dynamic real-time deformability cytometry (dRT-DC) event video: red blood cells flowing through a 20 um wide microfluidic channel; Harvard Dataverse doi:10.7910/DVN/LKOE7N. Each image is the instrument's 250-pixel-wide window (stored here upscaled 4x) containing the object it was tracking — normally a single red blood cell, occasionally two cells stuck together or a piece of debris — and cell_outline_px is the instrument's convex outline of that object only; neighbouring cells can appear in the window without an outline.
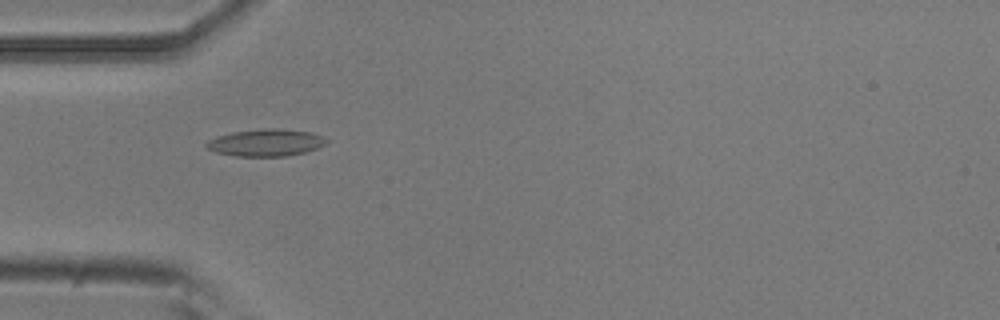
{"species": "common noctule bat (a hibernating species)", "species_latin": "Nyctalus noctula", "temperature_condition": "room temperature", "stored_images_in_passage": 38, "camera_frame_rate_fps": 3000, "um_per_image_px": 0.085, "animal": {"sex": "male", "body_mass_g": 20.5, "forearm_length_mm": 52.5}, "frame": {"image": 1, "passage_image": 1, "time_ms": 0.0, "image_size_px": [1000, 320], "cell_outline_px": [[328, 144], [304, 152], [288, 156], [236, 156], [216, 152], [208, 148], [204, 144], [208, 140], [216, 136], [232, 132], [264, 128], [280, 128], [312, 132], [324, 136], [328, 140]], "centroid_in_image_um": [22.63, 12.11], "position_along_channel_um": 62.4, "area_um2": 19.13}}
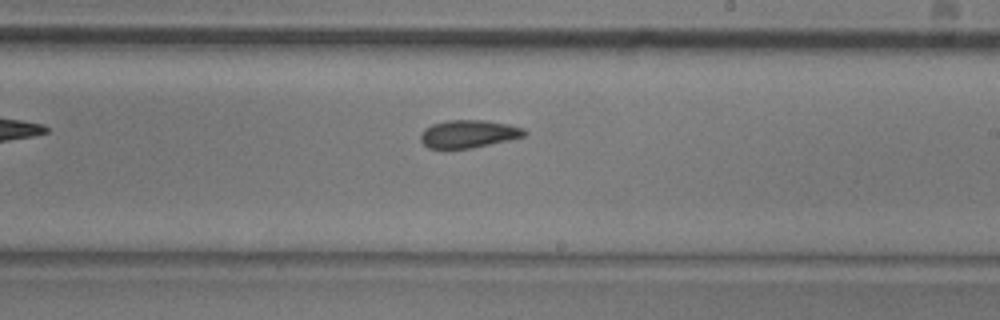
{"frame": {"image": 2, "passage_image": 16, "time_ms": 5.0, "image_size_px": [1000, 320], "cell_outline_px": [[528, 136], [472, 148], [444, 152], [428, 148], [420, 140], [420, 136], [424, 128], [432, 124], [448, 120], [484, 120], [508, 124], [524, 128], [528, 132]], "centroid_in_image_um": [39.8, 11.42], "position_along_channel_um": 249.2, "area_um2": 17.57}}
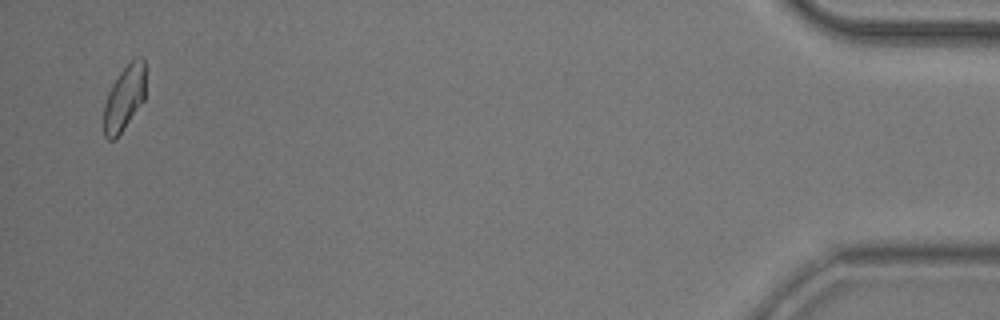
{"frame": {"image": 3, "passage_image": 37, "time_ms": 12.0, "image_size_px": [1000, 320], "cell_outline_px": [[144, 100], [116, 140], [108, 140], [104, 136], [104, 104], [108, 92], [112, 84], [120, 72], [136, 56], [144, 56]], "centroid_in_image_um": [10.55, 8.35], "position_along_channel_um": 424.6, "area_um2": 15.84}, "authors_computed_cell_mechanics": {"area_um2": 16.8776, "velocity_mm_per_s": 3.7502, "shape_relaxation_time_tau1_ms": 8.609, "shape_relaxation_time_tau2_ms": 3.8883, "deformation_change_tau1": 0.1513, "deformation_change_tau2": 0.1028}}